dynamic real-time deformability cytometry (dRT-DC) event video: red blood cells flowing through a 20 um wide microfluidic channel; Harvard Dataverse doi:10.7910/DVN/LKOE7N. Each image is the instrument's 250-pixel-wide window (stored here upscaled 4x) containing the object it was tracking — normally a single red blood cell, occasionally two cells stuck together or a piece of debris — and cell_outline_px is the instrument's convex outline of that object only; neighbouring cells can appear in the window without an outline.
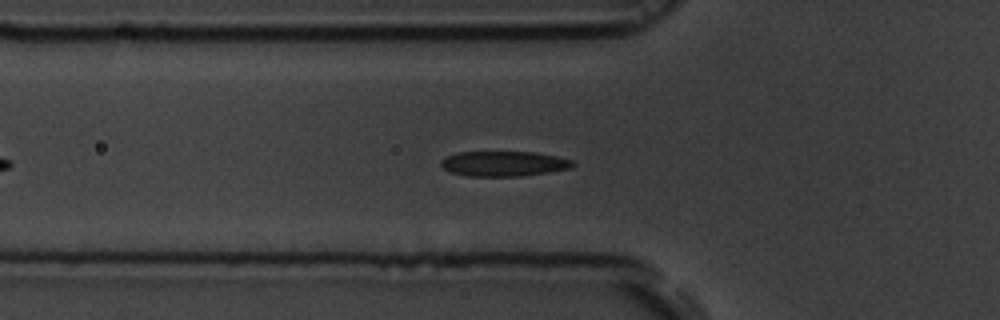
{"species": "common noctule bat (a hibernating species)", "species_latin": "Nyctalus noctula", "temperature_condition": "room temperature", "stored_images_in_passage": 47, "camera_frame_rate_fps": 3000, "um_per_image_px": 0.085, "animal": {"sex": "male", "body_mass_g": 19.5, "forearm_length_mm": 54.6}, "frame": {"image": 1, "passage_image": 10, "time_ms": 3.0, "image_size_px": [1000, 320], "cell_outline_px": [[576, 164], [572, 168], [548, 172], [520, 176], [468, 176], [448, 172], [440, 164], [440, 160], [456, 152], [536, 152], [556, 156], [572, 160]], "centroid_in_image_um": [42.81, 13.91], "position_along_channel_um": 83.0, "area_um2": 19.36}}
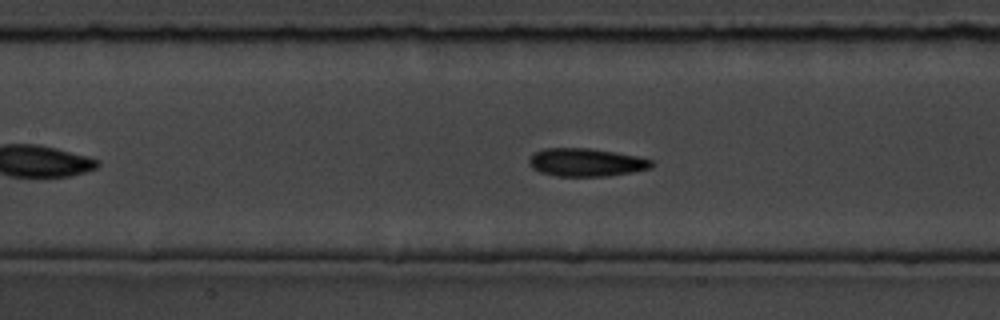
{"frame": {"image": 2, "passage_image": 16, "time_ms": 5.0, "image_size_px": [1000, 320], "cell_outline_px": [[652, 168], [632, 172], [608, 176], [556, 176], [540, 172], [532, 168], [528, 160], [536, 152], [544, 148], [588, 148], [616, 152], [636, 156], [652, 160]], "centroid_in_image_um": [49.82, 13.8], "position_along_channel_um": 157.6, "area_um2": 19.94}}
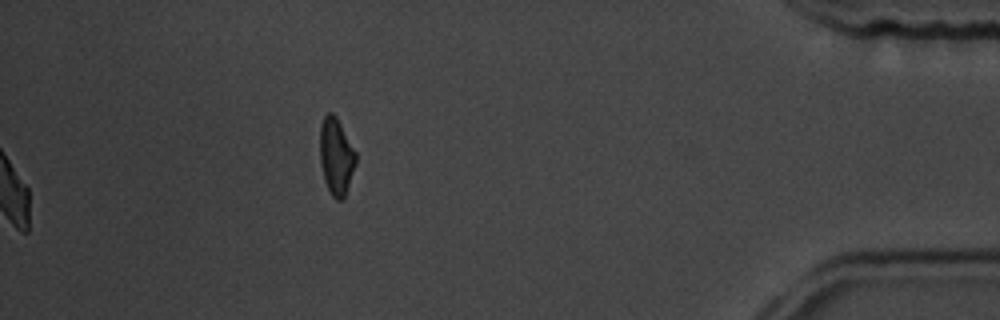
{"frame": {"image": 3, "passage_image": 47, "time_ms": 15.333, "image_size_px": [1000, 320], "cell_outline_px": [[356, 164], [344, 196], [340, 200], [336, 200], [332, 196], [324, 180], [320, 164], [320, 124], [324, 116], [328, 112], [332, 112], [336, 116], [356, 152]], "centroid_in_image_um": [28.56, 13.27], "position_along_channel_um": 406.6, "area_um2": 16.01}, "authors_computed_cell_mechanics": {"area_um2": 19.2474, "velocity_mm_per_s": 3.7069, "shape_relaxation_time_tau1_ms": 2.6994, "shape_relaxation_time_tau2_ms": 2.4852, "deformation_change_tau1": 0.1114, "deformation_change_tau2": 0.0734}}